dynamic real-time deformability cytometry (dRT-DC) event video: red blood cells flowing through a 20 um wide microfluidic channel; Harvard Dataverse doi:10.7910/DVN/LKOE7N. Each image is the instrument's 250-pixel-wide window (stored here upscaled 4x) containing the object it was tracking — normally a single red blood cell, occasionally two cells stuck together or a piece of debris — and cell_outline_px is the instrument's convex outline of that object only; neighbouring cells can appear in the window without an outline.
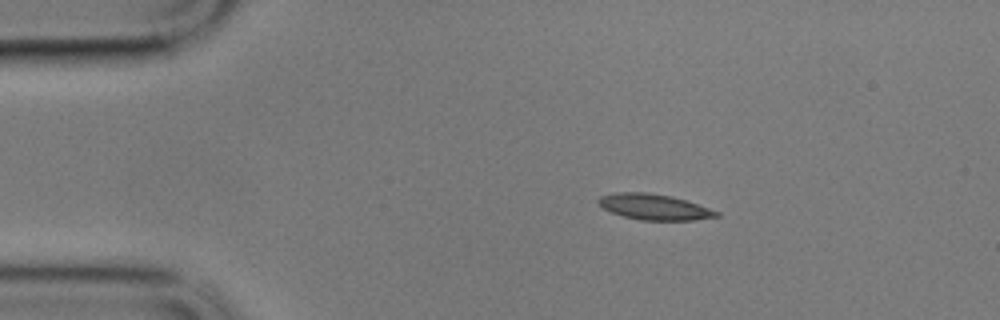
{"species": "common noctule bat (a hibernating species)", "species_latin": "Nyctalus noctula", "temperature_condition": "cold", "stored_images_in_passage": 49, "camera_frame_rate_fps": 3000, "um_per_image_px": 0.085, "animal": {"sex": "male", "body_mass_g": 17.9}, "frame": {"image": 1, "passage_image": 1, "time_ms": 0.0, "image_size_px": [1000, 320], "cell_outline_px": [[720, 216], [692, 220], [640, 220], [624, 216], [612, 212], [604, 208], [596, 200], [600, 196], [616, 192], [648, 192], [668, 196], [684, 200], [720, 212]], "centroid_in_image_um": [55.58, 17.59], "position_along_channel_um": 29.4, "area_um2": 17.4}}
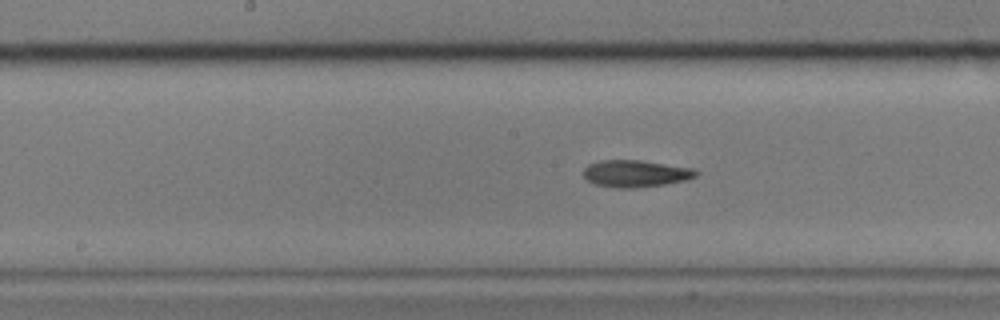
{"frame": {"image": 2, "passage_image": 20, "time_ms": 6.333, "image_size_px": [1000, 320], "cell_outline_px": [[700, 172], [696, 176], [684, 180], [664, 184], [636, 188], [616, 188], [596, 184], [588, 180], [584, 176], [584, 168], [588, 164], [600, 160], [640, 160], [696, 168]], "centroid_in_image_um": [54.05, 14.74], "position_along_channel_um": 194.1, "area_um2": 17.74}}
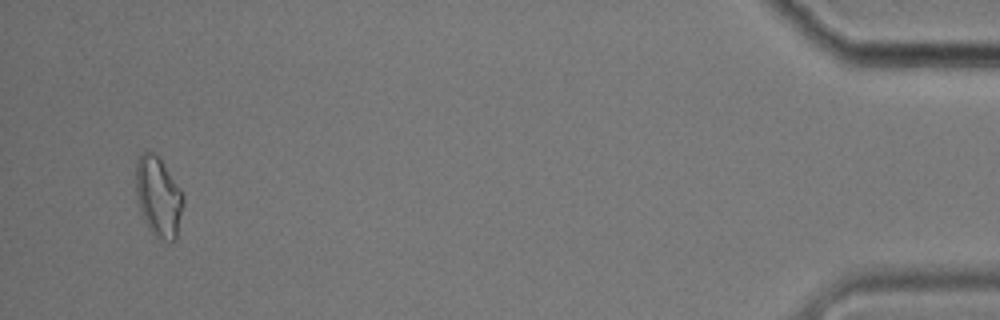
{"frame": {"image": 3, "passage_image": 47, "time_ms": 15.333, "image_size_px": [1000, 320], "cell_outline_px": [[184, 204], [176, 240], [164, 240], [156, 236], [148, 228], [144, 220], [140, 208], [136, 192], [136, 164], [140, 156], [144, 152], [156, 152], [160, 156], [180, 188], [184, 196]], "centroid_in_image_um": [13.49, 16.7], "position_along_channel_um": 421.7, "area_um2": 22.14}, "authors_computed_cell_mechanics": {"area_um2": 17.5712, "velocity_mm_per_s": 3.4043, "shape_relaxation_time_tau1_ms": null, "shape_relaxation_time_tau2_ms": 4.4109, "deformation_change_tau1": null, "deformation_change_tau2": 0.117}}